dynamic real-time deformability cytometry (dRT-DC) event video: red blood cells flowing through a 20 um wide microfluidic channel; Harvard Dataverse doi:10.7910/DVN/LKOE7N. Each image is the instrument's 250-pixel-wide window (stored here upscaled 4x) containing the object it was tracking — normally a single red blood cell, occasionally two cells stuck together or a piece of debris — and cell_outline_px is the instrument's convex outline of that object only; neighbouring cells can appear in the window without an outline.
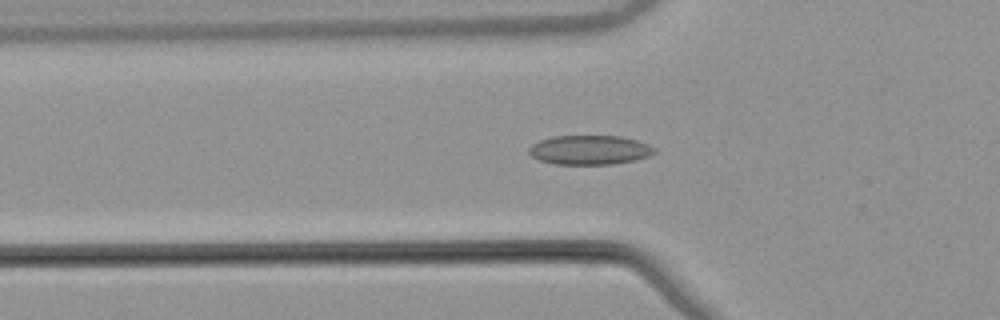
{"species": "common noctule bat (a hibernating species)", "species_latin": "Nyctalus noctula", "temperature_condition": "warm", "stored_images_in_passage": 54, "camera_frame_rate_fps": 3000, "um_per_image_px": 0.085, "animal": {"sex": "male", "body_mass_g": 21.5, "forearm_length_mm": 52.0}, "frame": {"image": 1, "passage_image": 19, "time_ms": 6.0, "image_size_px": [1000, 320], "cell_outline_px": [[656, 152], [648, 156], [632, 160], [612, 164], [556, 164], [540, 160], [532, 156], [528, 152], [528, 148], [532, 144], [540, 140], [552, 136], [620, 136], [636, 140], [648, 144], [656, 148]], "centroid_in_image_um": [50.1, 12.74], "position_along_channel_um": 75.7, "area_um2": 21.33}}
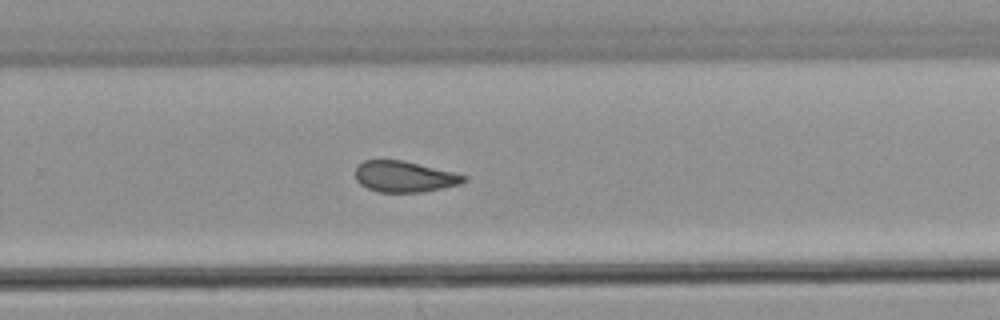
{"frame": {"image": 2, "passage_image": 36, "time_ms": 11.667, "image_size_px": [1000, 320], "cell_outline_px": [[468, 180], [460, 184], [420, 192], [380, 192], [368, 188], [360, 184], [356, 180], [356, 168], [364, 160], [404, 160], [468, 176]], "centroid_in_image_um": [34.38, 15.01], "position_along_channel_um": 295.4, "area_um2": 19.42}}
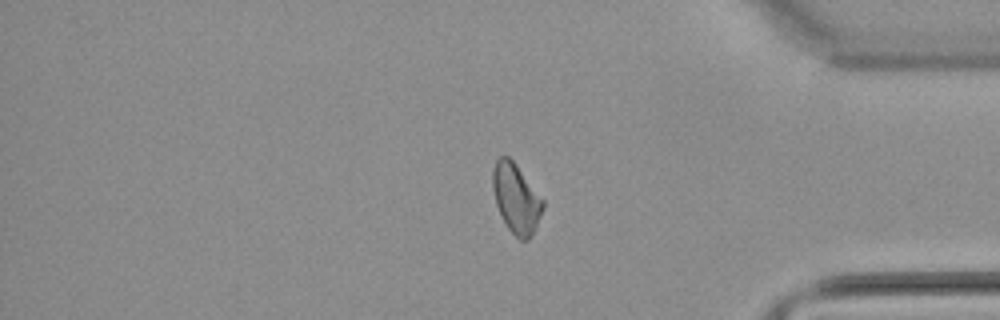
{"frame": {"image": 3, "passage_image": 45, "time_ms": 14.667, "image_size_px": [1000, 320], "cell_outline_px": [[544, 208], [532, 236], [528, 240], [520, 240], [508, 228], [496, 204], [492, 188], [492, 168], [496, 160], [500, 156], [508, 156], [516, 164], [544, 200]], "centroid_in_image_um": [43.87, 16.85], "position_along_channel_um": 391.3, "area_um2": 20.29}}